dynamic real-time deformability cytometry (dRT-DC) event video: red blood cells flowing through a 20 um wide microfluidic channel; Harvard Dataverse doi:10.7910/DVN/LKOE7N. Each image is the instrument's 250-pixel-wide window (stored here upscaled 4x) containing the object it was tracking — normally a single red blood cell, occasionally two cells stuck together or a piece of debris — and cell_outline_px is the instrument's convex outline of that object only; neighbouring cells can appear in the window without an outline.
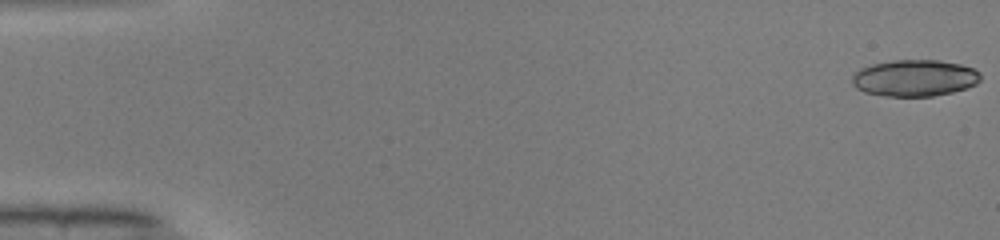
{"species": "common noctule bat (a hibernating species)", "species_latin": "Nyctalus noctula", "temperature_condition": "warm", "stored_images_in_passage": 51, "camera_frame_rate_fps": 3000, "um_per_image_px": 0.085, "animal": {"sex": "male", "body_mass_g": 19.0, "forearm_length_mm": 50.8}, "frame": {"image": 1, "passage_image": 1, "time_ms": 0.0, "image_size_px": [1000, 240], "cell_outline_px": [[980, 80], [976, 84], [968, 88], [952, 92], [932, 96], [884, 96], [864, 92], [856, 88], [852, 84], [852, 76], [860, 68], [872, 64], [892, 60], [940, 60], [960, 64], [972, 68], [980, 72]], "centroid_in_image_um": [77.74, 6.63], "position_along_channel_um": 7.3, "area_um2": 27.51}}
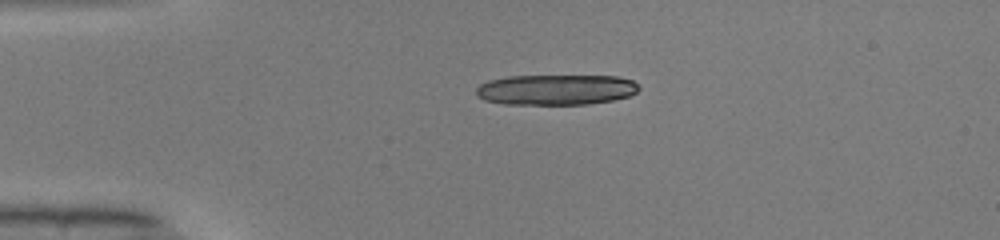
{"frame": {"image": 2, "passage_image": 12, "time_ms": 3.667, "image_size_px": [1000, 240], "cell_outline_px": [[640, 88], [632, 96], [612, 100], [588, 104], [504, 104], [484, 100], [476, 96], [476, 88], [480, 84], [488, 80], [508, 76], [616, 76], [632, 80]], "centroid_in_image_um": [47.24, 7.62], "position_along_channel_um": 37.8, "area_um2": 29.02}}
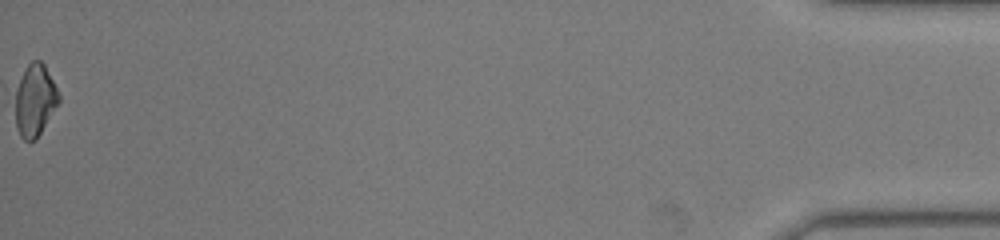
{"frame": {"image": 3, "passage_image": 51, "time_ms": 16.667, "image_size_px": [1000, 240], "cell_outline_px": [[60, 100], [36, 140], [24, 140], [20, 136], [16, 124], [16, 88], [28, 64], [32, 60], [40, 60], [44, 64], [60, 96]], "centroid_in_image_um": [2.97, 8.53], "position_along_channel_um": 432.2, "area_um2": 17.8}, "authors_computed_cell_mechanics": {"area_um2": 20.1144, "velocity_mm_per_s": 4.1081, "shape_relaxation_time_tau1_ms": 7.0473, "shape_relaxation_time_tau2_ms": 3.6262, "deformation_change_tau1": 0.2508, "deformation_change_tau2": 0.0914}}